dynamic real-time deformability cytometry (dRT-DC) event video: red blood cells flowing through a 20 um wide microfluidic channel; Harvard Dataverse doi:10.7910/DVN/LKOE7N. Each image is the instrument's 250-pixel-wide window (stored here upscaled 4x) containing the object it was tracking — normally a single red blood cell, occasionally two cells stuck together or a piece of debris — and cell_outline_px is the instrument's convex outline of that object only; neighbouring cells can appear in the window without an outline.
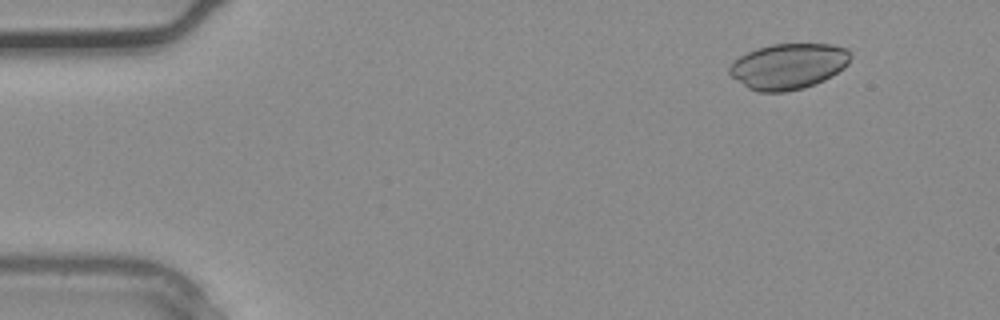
{"species": "common noctule bat (a hibernating species)", "species_latin": "Nyctalus noctula", "temperature_condition": "warm", "stored_images_in_passage": 3, "camera_frame_rate_fps": 3000, "um_per_image_px": 0.085, "animal": {"sex": "male", "body_mass_g": 20.4}, "frame": {"image": 1, "passage_image": 1, "time_ms": 0.0, "image_size_px": [1000, 320], "cell_outline_px": [[852, 56], [848, 64], [844, 68], [832, 76], [824, 80], [804, 88], [788, 92], [760, 92], [748, 88], [736, 80], [728, 72], [728, 68], [740, 56], [756, 48], [772, 44], [832, 44], [848, 48], [852, 52]], "centroid_in_image_um": [67.05, 5.63], "position_along_channel_um": 17.9, "area_um2": 32.48}}